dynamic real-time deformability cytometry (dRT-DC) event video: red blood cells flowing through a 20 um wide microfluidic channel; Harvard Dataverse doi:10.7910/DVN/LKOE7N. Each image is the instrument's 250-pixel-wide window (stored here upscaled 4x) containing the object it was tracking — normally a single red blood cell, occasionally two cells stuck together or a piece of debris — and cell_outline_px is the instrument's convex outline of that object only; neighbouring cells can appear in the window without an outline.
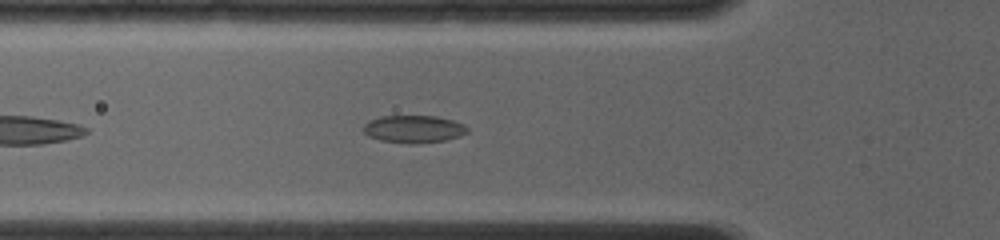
{"species": "common noctule bat (a hibernating species)", "species_latin": "Nyctalus noctula", "temperature_condition": "room temperature", "stored_images_in_passage": 40, "camera_frame_rate_fps": 4000, "um_per_image_px": 0.085, "animal": {"sex": "female", "body_mass_g": 19.0, "forearm_length_mm": 56.7}, "frame": {"image": 1, "passage_image": 3, "time_ms": 0.5, "image_size_px": [1000, 240], "cell_outline_px": [[468, 132], [460, 136], [444, 140], [412, 144], [408, 144], [380, 140], [368, 136], [364, 132], [364, 124], [368, 120], [380, 116], [436, 116], [452, 120], [464, 124], [468, 128]], "centroid_in_image_um": [35.15, 10.97], "position_along_channel_um": 90.7, "area_um2": 16.7}}
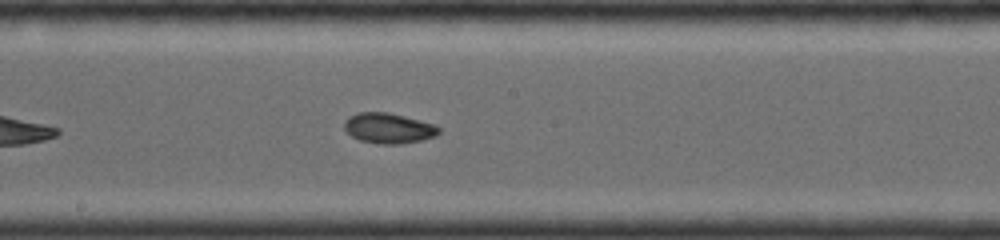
{"frame": {"image": 2, "passage_image": 15, "time_ms": 3.5, "image_size_px": [1000, 240], "cell_outline_px": [[440, 132], [436, 136], [420, 140], [400, 144], [380, 144], [360, 140], [352, 136], [344, 128], [344, 120], [348, 116], [356, 112], [388, 112], [436, 124], [440, 128]], "centroid_in_image_um": [33.02, 10.88], "position_along_channel_um": 215.2, "area_um2": 16.82}}
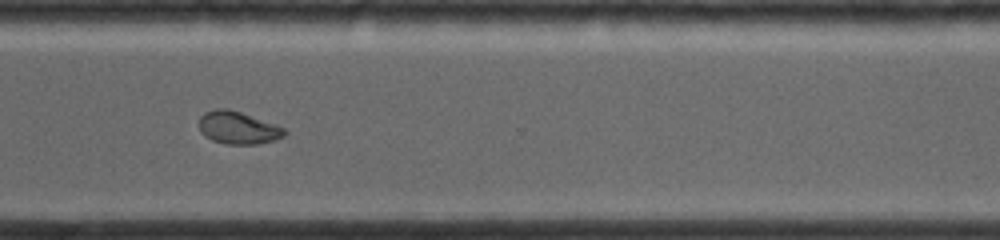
{"frame": {"image": 3, "passage_image": 28, "time_ms": 6.75, "image_size_px": [1000, 240], "cell_outline_px": [[288, 132], [284, 136], [276, 140], [256, 144], [224, 144], [212, 140], [204, 136], [200, 132], [200, 116], [204, 112], [216, 108], [228, 108], [276, 124], [284, 128]], "centroid_in_image_um": [20.23, 10.86], "position_along_channel_um": 350.4, "area_um2": 16.36}}